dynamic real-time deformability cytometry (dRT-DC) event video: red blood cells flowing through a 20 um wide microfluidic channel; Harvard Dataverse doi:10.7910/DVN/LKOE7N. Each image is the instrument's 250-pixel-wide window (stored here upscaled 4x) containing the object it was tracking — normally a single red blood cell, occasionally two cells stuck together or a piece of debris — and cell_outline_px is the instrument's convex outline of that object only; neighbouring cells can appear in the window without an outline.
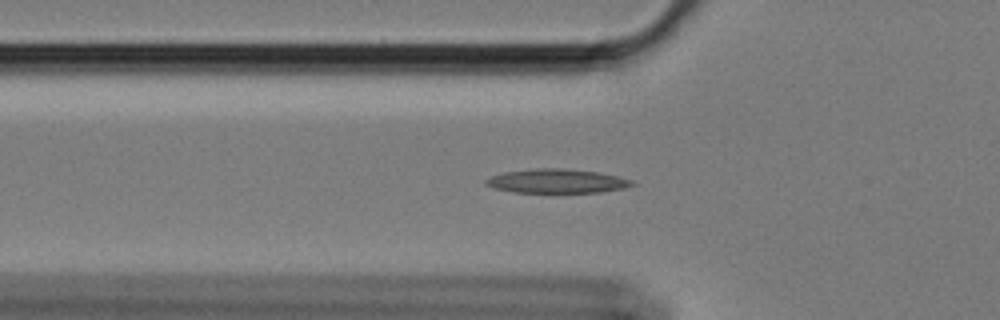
{"species": "Egyptian fruit bat (a non-hibernating species)", "species_latin": "Rousettus aegyptiacus", "temperature_condition": "cold", "stored_images_in_passage": 48, "camera_frame_rate_fps": 3000, "um_per_image_px": 0.085, "animal": {"sex": "female"}, "frame": {"image": 1, "passage_image": 17, "time_ms": 5.333, "image_size_px": [1000, 320], "cell_outline_px": [[636, 184], [624, 188], [604, 192], [512, 192], [492, 188], [484, 184], [484, 180], [492, 176], [504, 172], [536, 168], [560, 168], [596, 172], [616, 176], [632, 180]], "centroid_in_image_um": [47.3, 15.4], "position_along_channel_um": 78.5, "area_um2": 20.4}}
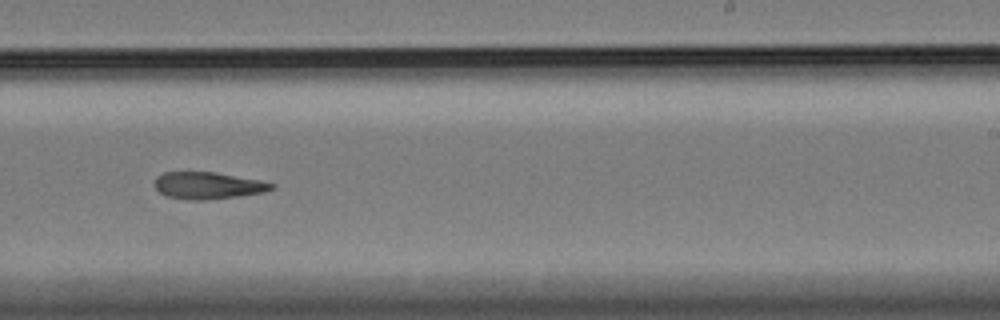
{"frame": {"image": 2, "passage_image": 34, "time_ms": 11.0, "image_size_px": [1000, 320], "cell_outline_px": [[276, 188], [264, 192], [240, 196], [204, 200], [192, 200], [164, 196], [152, 184], [156, 176], [164, 172], [216, 172], [260, 180], [276, 184]], "centroid_in_image_um": [17.67, 15.77], "position_along_channel_um": 271.3, "area_um2": 18.61}}
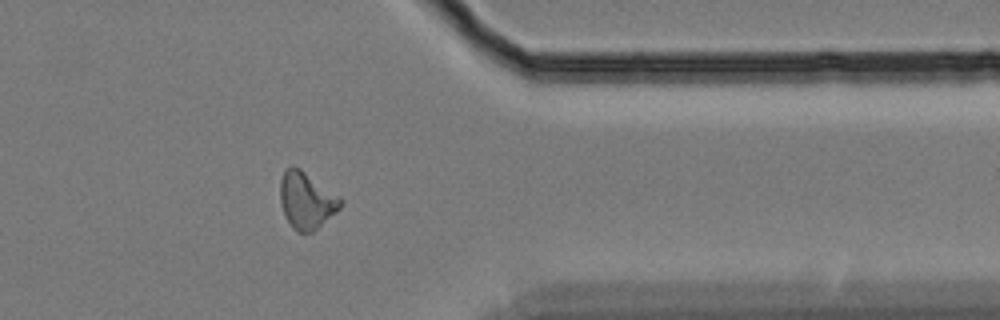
{"frame": {"image": 3, "passage_image": 45, "time_ms": 14.667, "image_size_px": [1000, 320], "cell_outline_px": [[344, 200], [340, 208], [336, 212], [312, 232], [296, 232], [292, 228], [284, 216], [280, 200], [280, 180], [284, 168], [292, 164], [300, 168], [340, 196]], "centroid_in_image_um": [26.03, 17.01], "position_along_channel_um": 385.4, "area_um2": 20.23}}